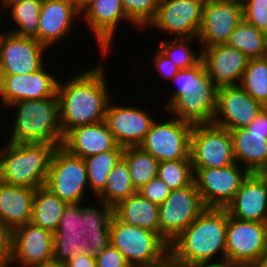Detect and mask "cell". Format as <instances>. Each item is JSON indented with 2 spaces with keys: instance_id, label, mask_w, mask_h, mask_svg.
Wrapping results in <instances>:
<instances>
[{
  "instance_id": "obj_1",
  "label": "cell",
  "mask_w": 267,
  "mask_h": 267,
  "mask_svg": "<svg viewBox=\"0 0 267 267\" xmlns=\"http://www.w3.org/2000/svg\"><path fill=\"white\" fill-rule=\"evenodd\" d=\"M103 69L99 64L73 75L66 83H58L60 125L64 135L75 127L104 120L111 98Z\"/></svg>"
},
{
  "instance_id": "obj_2",
  "label": "cell",
  "mask_w": 267,
  "mask_h": 267,
  "mask_svg": "<svg viewBox=\"0 0 267 267\" xmlns=\"http://www.w3.org/2000/svg\"><path fill=\"white\" fill-rule=\"evenodd\" d=\"M227 224L225 208H206L170 243V260L185 267L226 261Z\"/></svg>"
},
{
  "instance_id": "obj_3",
  "label": "cell",
  "mask_w": 267,
  "mask_h": 267,
  "mask_svg": "<svg viewBox=\"0 0 267 267\" xmlns=\"http://www.w3.org/2000/svg\"><path fill=\"white\" fill-rule=\"evenodd\" d=\"M172 80L177 88L164 103L166 112L192 124L212 123L218 88L207 76L202 61L179 70Z\"/></svg>"
},
{
  "instance_id": "obj_4",
  "label": "cell",
  "mask_w": 267,
  "mask_h": 267,
  "mask_svg": "<svg viewBox=\"0 0 267 267\" xmlns=\"http://www.w3.org/2000/svg\"><path fill=\"white\" fill-rule=\"evenodd\" d=\"M0 148V180L4 183L37 189L45 185L53 152L50 143H12Z\"/></svg>"
},
{
  "instance_id": "obj_5",
  "label": "cell",
  "mask_w": 267,
  "mask_h": 267,
  "mask_svg": "<svg viewBox=\"0 0 267 267\" xmlns=\"http://www.w3.org/2000/svg\"><path fill=\"white\" fill-rule=\"evenodd\" d=\"M17 107L11 136L12 143H50L61 146L64 134L60 125L58 97L14 102Z\"/></svg>"
},
{
  "instance_id": "obj_6",
  "label": "cell",
  "mask_w": 267,
  "mask_h": 267,
  "mask_svg": "<svg viewBox=\"0 0 267 267\" xmlns=\"http://www.w3.org/2000/svg\"><path fill=\"white\" fill-rule=\"evenodd\" d=\"M110 244L131 267H158L170 259L169 244L158 233L123 223L115 216L110 225Z\"/></svg>"
},
{
  "instance_id": "obj_7",
  "label": "cell",
  "mask_w": 267,
  "mask_h": 267,
  "mask_svg": "<svg viewBox=\"0 0 267 267\" xmlns=\"http://www.w3.org/2000/svg\"><path fill=\"white\" fill-rule=\"evenodd\" d=\"M193 169L235 164L230 131L213 123L193 124L190 138Z\"/></svg>"
},
{
  "instance_id": "obj_8",
  "label": "cell",
  "mask_w": 267,
  "mask_h": 267,
  "mask_svg": "<svg viewBox=\"0 0 267 267\" xmlns=\"http://www.w3.org/2000/svg\"><path fill=\"white\" fill-rule=\"evenodd\" d=\"M44 186L67 204L84 203V192L89 186L84 158L58 146L53 152Z\"/></svg>"
},
{
  "instance_id": "obj_9",
  "label": "cell",
  "mask_w": 267,
  "mask_h": 267,
  "mask_svg": "<svg viewBox=\"0 0 267 267\" xmlns=\"http://www.w3.org/2000/svg\"><path fill=\"white\" fill-rule=\"evenodd\" d=\"M170 116L168 121L155 120L139 147L159 162L190 160L193 124Z\"/></svg>"
},
{
  "instance_id": "obj_10",
  "label": "cell",
  "mask_w": 267,
  "mask_h": 267,
  "mask_svg": "<svg viewBox=\"0 0 267 267\" xmlns=\"http://www.w3.org/2000/svg\"><path fill=\"white\" fill-rule=\"evenodd\" d=\"M205 209L194 181L189 186L171 190L159 205L160 236L170 245Z\"/></svg>"
},
{
  "instance_id": "obj_11",
  "label": "cell",
  "mask_w": 267,
  "mask_h": 267,
  "mask_svg": "<svg viewBox=\"0 0 267 267\" xmlns=\"http://www.w3.org/2000/svg\"><path fill=\"white\" fill-rule=\"evenodd\" d=\"M267 253V223L229 216L226 232V261L249 267Z\"/></svg>"
},
{
  "instance_id": "obj_12",
  "label": "cell",
  "mask_w": 267,
  "mask_h": 267,
  "mask_svg": "<svg viewBox=\"0 0 267 267\" xmlns=\"http://www.w3.org/2000/svg\"><path fill=\"white\" fill-rule=\"evenodd\" d=\"M239 164L193 169L194 182L206 208H226L249 172Z\"/></svg>"
},
{
  "instance_id": "obj_13",
  "label": "cell",
  "mask_w": 267,
  "mask_h": 267,
  "mask_svg": "<svg viewBox=\"0 0 267 267\" xmlns=\"http://www.w3.org/2000/svg\"><path fill=\"white\" fill-rule=\"evenodd\" d=\"M243 20L241 0H205L202 21L198 32L200 49L225 44L231 33Z\"/></svg>"
},
{
  "instance_id": "obj_14",
  "label": "cell",
  "mask_w": 267,
  "mask_h": 267,
  "mask_svg": "<svg viewBox=\"0 0 267 267\" xmlns=\"http://www.w3.org/2000/svg\"><path fill=\"white\" fill-rule=\"evenodd\" d=\"M265 107L254 100L240 85L217 89L213 124L229 131L246 128Z\"/></svg>"
},
{
  "instance_id": "obj_15",
  "label": "cell",
  "mask_w": 267,
  "mask_h": 267,
  "mask_svg": "<svg viewBox=\"0 0 267 267\" xmlns=\"http://www.w3.org/2000/svg\"><path fill=\"white\" fill-rule=\"evenodd\" d=\"M205 0H160L155 19L148 25L174 38H197Z\"/></svg>"
},
{
  "instance_id": "obj_16",
  "label": "cell",
  "mask_w": 267,
  "mask_h": 267,
  "mask_svg": "<svg viewBox=\"0 0 267 267\" xmlns=\"http://www.w3.org/2000/svg\"><path fill=\"white\" fill-rule=\"evenodd\" d=\"M47 47L35 38L2 33L0 39V75H21L36 72L44 64Z\"/></svg>"
},
{
  "instance_id": "obj_17",
  "label": "cell",
  "mask_w": 267,
  "mask_h": 267,
  "mask_svg": "<svg viewBox=\"0 0 267 267\" xmlns=\"http://www.w3.org/2000/svg\"><path fill=\"white\" fill-rule=\"evenodd\" d=\"M38 267L53 263V233L28 222L12 231L10 265Z\"/></svg>"
},
{
  "instance_id": "obj_18",
  "label": "cell",
  "mask_w": 267,
  "mask_h": 267,
  "mask_svg": "<svg viewBox=\"0 0 267 267\" xmlns=\"http://www.w3.org/2000/svg\"><path fill=\"white\" fill-rule=\"evenodd\" d=\"M58 80L45 70V65L29 74L0 75V99L7 108L22 100L58 97Z\"/></svg>"
},
{
  "instance_id": "obj_19",
  "label": "cell",
  "mask_w": 267,
  "mask_h": 267,
  "mask_svg": "<svg viewBox=\"0 0 267 267\" xmlns=\"http://www.w3.org/2000/svg\"><path fill=\"white\" fill-rule=\"evenodd\" d=\"M134 106H117L109 102L104 122L118 146L138 147L156 119Z\"/></svg>"
},
{
  "instance_id": "obj_20",
  "label": "cell",
  "mask_w": 267,
  "mask_h": 267,
  "mask_svg": "<svg viewBox=\"0 0 267 267\" xmlns=\"http://www.w3.org/2000/svg\"><path fill=\"white\" fill-rule=\"evenodd\" d=\"M249 60L240 50L226 43L201 49L204 69L217 88L239 85Z\"/></svg>"
},
{
  "instance_id": "obj_21",
  "label": "cell",
  "mask_w": 267,
  "mask_h": 267,
  "mask_svg": "<svg viewBox=\"0 0 267 267\" xmlns=\"http://www.w3.org/2000/svg\"><path fill=\"white\" fill-rule=\"evenodd\" d=\"M225 209L237 219L267 223V174L249 173Z\"/></svg>"
},
{
  "instance_id": "obj_22",
  "label": "cell",
  "mask_w": 267,
  "mask_h": 267,
  "mask_svg": "<svg viewBox=\"0 0 267 267\" xmlns=\"http://www.w3.org/2000/svg\"><path fill=\"white\" fill-rule=\"evenodd\" d=\"M86 24L95 35L100 52L105 58L121 20L133 24L124 12L121 0H92L82 11Z\"/></svg>"
},
{
  "instance_id": "obj_23",
  "label": "cell",
  "mask_w": 267,
  "mask_h": 267,
  "mask_svg": "<svg viewBox=\"0 0 267 267\" xmlns=\"http://www.w3.org/2000/svg\"><path fill=\"white\" fill-rule=\"evenodd\" d=\"M79 14L82 15L73 0H42L38 42L49 49L68 35Z\"/></svg>"
},
{
  "instance_id": "obj_24",
  "label": "cell",
  "mask_w": 267,
  "mask_h": 267,
  "mask_svg": "<svg viewBox=\"0 0 267 267\" xmlns=\"http://www.w3.org/2000/svg\"><path fill=\"white\" fill-rule=\"evenodd\" d=\"M61 147L68 153L80 158H86L108 150L125 149L117 145L104 120L69 130L64 135Z\"/></svg>"
},
{
  "instance_id": "obj_25",
  "label": "cell",
  "mask_w": 267,
  "mask_h": 267,
  "mask_svg": "<svg viewBox=\"0 0 267 267\" xmlns=\"http://www.w3.org/2000/svg\"><path fill=\"white\" fill-rule=\"evenodd\" d=\"M235 162L249 173L267 172V133L247 128L230 131Z\"/></svg>"
},
{
  "instance_id": "obj_26",
  "label": "cell",
  "mask_w": 267,
  "mask_h": 267,
  "mask_svg": "<svg viewBox=\"0 0 267 267\" xmlns=\"http://www.w3.org/2000/svg\"><path fill=\"white\" fill-rule=\"evenodd\" d=\"M34 193L35 189L0 180V219L11 231L31 221Z\"/></svg>"
},
{
  "instance_id": "obj_27",
  "label": "cell",
  "mask_w": 267,
  "mask_h": 267,
  "mask_svg": "<svg viewBox=\"0 0 267 267\" xmlns=\"http://www.w3.org/2000/svg\"><path fill=\"white\" fill-rule=\"evenodd\" d=\"M114 216L121 222L145 228L160 235L159 206L139 192L114 206Z\"/></svg>"
},
{
  "instance_id": "obj_28",
  "label": "cell",
  "mask_w": 267,
  "mask_h": 267,
  "mask_svg": "<svg viewBox=\"0 0 267 267\" xmlns=\"http://www.w3.org/2000/svg\"><path fill=\"white\" fill-rule=\"evenodd\" d=\"M67 205L45 186L39 187L35 190L33 196L30 222L55 233Z\"/></svg>"
},
{
  "instance_id": "obj_29",
  "label": "cell",
  "mask_w": 267,
  "mask_h": 267,
  "mask_svg": "<svg viewBox=\"0 0 267 267\" xmlns=\"http://www.w3.org/2000/svg\"><path fill=\"white\" fill-rule=\"evenodd\" d=\"M226 44L240 50L249 59L267 56V33L244 20L234 29Z\"/></svg>"
},
{
  "instance_id": "obj_30",
  "label": "cell",
  "mask_w": 267,
  "mask_h": 267,
  "mask_svg": "<svg viewBox=\"0 0 267 267\" xmlns=\"http://www.w3.org/2000/svg\"><path fill=\"white\" fill-rule=\"evenodd\" d=\"M124 150H108L84 158L88 175V184L95 197L105 189L108 175L123 157Z\"/></svg>"
},
{
  "instance_id": "obj_31",
  "label": "cell",
  "mask_w": 267,
  "mask_h": 267,
  "mask_svg": "<svg viewBox=\"0 0 267 267\" xmlns=\"http://www.w3.org/2000/svg\"><path fill=\"white\" fill-rule=\"evenodd\" d=\"M137 192L132 184L127 162L122 157L108 175L106 187L97 199L114 207Z\"/></svg>"
},
{
  "instance_id": "obj_32",
  "label": "cell",
  "mask_w": 267,
  "mask_h": 267,
  "mask_svg": "<svg viewBox=\"0 0 267 267\" xmlns=\"http://www.w3.org/2000/svg\"><path fill=\"white\" fill-rule=\"evenodd\" d=\"M123 158L127 162L132 184L137 191L157 177L159 161L139 146L126 147Z\"/></svg>"
},
{
  "instance_id": "obj_33",
  "label": "cell",
  "mask_w": 267,
  "mask_h": 267,
  "mask_svg": "<svg viewBox=\"0 0 267 267\" xmlns=\"http://www.w3.org/2000/svg\"><path fill=\"white\" fill-rule=\"evenodd\" d=\"M42 0H24L11 4V18L18 28L8 32L14 35L35 38L38 41L39 13Z\"/></svg>"
},
{
  "instance_id": "obj_34",
  "label": "cell",
  "mask_w": 267,
  "mask_h": 267,
  "mask_svg": "<svg viewBox=\"0 0 267 267\" xmlns=\"http://www.w3.org/2000/svg\"><path fill=\"white\" fill-rule=\"evenodd\" d=\"M239 85L254 100L267 107V56L249 60Z\"/></svg>"
},
{
  "instance_id": "obj_35",
  "label": "cell",
  "mask_w": 267,
  "mask_h": 267,
  "mask_svg": "<svg viewBox=\"0 0 267 267\" xmlns=\"http://www.w3.org/2000/svg\"><path fill=\"white\" fill-rule=\"evenodd\" d=\"M88 244L79 232L53 233V263L64 264L74 255L87 253Z\"/></svg>"
},
{
  "instance_id": "obj_36",
  "label": "cell",
  "mask_w": 267,
  "mask_h": 267,
  "mask_svg": "<svg viewBox=\"0 0 267 267\" xmlns=\"http://www.w3.org/2000/svg\"><path fill=\"white\" fill-rule=\"evenodd\" d=\"M194 39L198 40L195 37L175 38L169 39V41L163 40L159 44L158 49L171 59L180 70L191 68L201 61V50L198 54L189 48L191 41Z\"/></svg>"
},
{
  "instance_id": "obj_37",
  "label": "cell",
  "mask_w": 267,
  "mask_h": 267,
  "mask_svg": "<svg viewBox=\"0 0 267 267\" xmlns=\"http://www.w3.org/2000/svg\"><path fill=\"white\" fill-rule=\"evenodd\" d=\"M157 177L171 190L189 186L194 181L191 160L161 161L158 165Z\"/></svg>"
},
{
  "instance_id": "obj_38",
  "label": "cell",
  "mask_w": 267,
  "mask_h": 267,
  "mask_svg": "<svg viewBox=\"0 0 267 267\" xmlns=\"http://www.w3.org/2000/svg\"><path fill=\"white\" fill-rule=\"evenodd\" d=\"M101 207L83 206V229L85 235L110 234V225L114 217V207L105 202H100Z\"/></svg>"
},
{
  "instance_id": "obj_39",
  "label": "cell",
  "mask_w": 267,
  "mask_h": 267,
  "mask_svg": "<svg viewBox=\"0 0 267 267\" xmlns=\"http://www.w3.org/2000/svg\"><path fill=\"white\" fill-rule=\"evenodd\" d=\"M126 17L139 28L155 19L160 0H121Z\"/></svg>"
},
{
  "instance_id": "obj_40",
  "label": "cell",
  "mask_w": 267,
  "mask_h": 267,
  "mask_svg": "<svg viewBox=\"0 0 267 267\" xmlns=\"http://www.w3.org/2000/svg\"><path fill=\"white\" fill-rule=\"evenodd\" d=\"M243 20L267 33V0H242Z\"/></svg>"
},
{
  "instance_id": "obj_41",
  "label": "cell",
  "mask_w": 267,
  "mask_h": 267,
  "mask_svg": "<svg viewBox=\"0 0 267 267\" xmlns=\"http://www.w3.org/2000/svg\"><path fill=\"white\" fill-rule=\"evenodd\" d=\"M83 204H68L59 220L56 232H79L83 229Z\"/></svg>"
},
{
  "instance_id": "obj_42",
  "label": "cell",
  "mask_w": 267,
  "mask_h": 267,
  "mask_svg": "<svg viewBox=\"0 0 267 267\" xmlns=\"http://www.w3.org/2000/svg\"><path fill=\"white\" fill-rule=\"evenodd\" d=\"M138 192L146 199L156 205H161L170 195L171 189L167 184L158 177L150 180L146 185L138 190Z\"/></svg>"
},
{
  "instance_id": "obj_43",
  "label": "cell",
  "mask_w": 267,
  "mask_h": 267,
  "mask_svg": "<svg viewBox=\"0 0 267 267\" xmlns=\"http://www.w3.org/2000/svg\"><path fill=\"white\" fill-rule=\"evenodd\" d=\"M96 267H131L122 253L111 244L96 256Z\"/></svg>"
},
{
  "instance_id": "obj_44",
  "label": "cell",
  "mask_w": 267,
  "mask_h": 267,
  "mask_svg": "<svg viewBox=\"0 0 267 267\" xmlns=\"http://www.w3.org/2000/svg\"><path fill=\"white\" fill-rule=\"evenodd\" d=\"M153 62L157 71L169 80L172 79L178 72L179 68L174 64L171 59L165 56L158 48L153 53Z\"/></svg>"
},
{
  "instance_id": "obj_45",
  "label": "cell",
  "mask_w": 267,
  "mask_h": 267,
  "mask_svg": "<svg viewBox=\"0 0 267 267\" xmlns=\"http://www.w3.org/2000/svg\"><path fill=\"white\" fill-rule=\"evenodd\" d=\"M84 237L88 244L87 253L94 257L110 245V234L85 235Z\"/></svg>"
},
{
  "instance_id": "obj_46",
  "label": "cell",
  "mask_w": 267,
  "mask_h": 267,
  "mask_svg": "<svg viewBox=\"0 0 267 267\" xmlns=\"http://www.w3.org/2000/svg\"><path fill=\"white\" fill-rule=\"evenodd\" d=\"M12 231L0 219V256L11 257Z\"/></svg>"
},
{
  "instance_id": "obj_47",
  "label": "cell",
  "mask_w": 267,
  "mask_h": 267,
  "mask_svg": "<svg viewBox=\"0 0 267 267\" xmlns=\"http://www.w3.org/2000/svg\"><path fill=\"white\" fill-rule=\"evenodd\" d=\"M64 265L65 267H96V258L88 253H83L81 255H74Z\"/></svg>"
},
{
  "instance_id": "obj_48",
  "label": "cell",
  "mask_w": 267,
  "mask_h": 267,
  "mask_svg": "<svg viewBox=\"0 0 267 267\" xmlns=\"http://www.w3.org/2000/svg\"><path fill=\"white\" fill-rule=\"evenodd\" d=\"M246 128L249 132L267 133V107H265L254 122Z\"/></svg>"
},
{
  "instance_id": "obj_49",
  "label": "cell",
  "mask_w": 267,
  "mask_h": 267,
  "mask_svg": "<svg viewBox=\"0 0 267 267\" xmlns=\"http://www.w3.org/2000/svg\"><path fill=\"white\" fill-rule=\"evenodd\" d=\"M198 267H241V266L232 262L224 261L218 263H206Z\"/></svg>"
},
{
  "instance_id": "obj_50",
  "label": "cell",
  "mask_w": 267,
  "mask_h": 267,
  "mask_svg": "<svg viewBox=\"0 0 267 267\" xmlns=\"http://www.w3.org/2000/svg\"><path fill=\"white\" fill-rule=\"evenodd\" d=\"M249 267H267V253L260 256Z\"/></svg>"
},
{
  "instance_id": "obj_51",
  "label": "cell",
  "mask_w": 267,
  "mask_h": 267,
  "mask_svg": "<svg viewBox=\"0 0 267 267\" xmlns=\"http://www.w3.org/2000/svg\"><path fill=\"white\" fill-rule=\"evenodd\" d=\"M77 8L82 11L92 0H73Z\"/></svg>"
},
{
  "instance_id": "obj_52",
  "label": "cell",
  "mask_w": 267,
  "mask_h": 267,
  "mask_svg": "<svg viewBox=\"0 0 267 267\" xmlns=\"http://www.w3.org/2000/svg\"><path fill=\"white\" fill-rule=\"evenodd\" d=\"M0 5L2 6V10L4 9H8V7L11 5V4H14L16 2H20V1H24V0H0Z\"/></svg>"
},
{
  "instance_id": "obj_53",
  "label": "cell",
  "mask_w": 267,
  "mask_h": 267,
  "mask_svg": "<svg viewBox=\"0 0 267 267\" xmlns=\"http://www.w3.org/2000/svg\"><path fill=\"white\" fill-rule=\"evenodd\" d=\"M10 257L0 256V267H10Z\"/></svg>"
},
{
  "instance_id": "obj_54",
  "label": "cell",
  "mask_w": 267,
  "mask_h": 267,
  "mask_svg": "<svg viewBox=\"0 0 267 267\" xmlns=\"http://www.w3.org/2000/svg\"><path fill=\"white\" fill-rule=\"evenodd\" d=\"M158 267H185V266H181V265H177L175 263H173L170 259L164 263L163 265H160Z\"/></svg>"
},
{
  "instance_id": "obj_55",
  "label": "cell",
  "mask_w": 267,
  "mask_h": 267,
  "mask_svg": "<svg viewBox=\"0 0 267 267\" xmlns=\"http://www.w3.org/2000/svg\"><path fill=\"white\" fill-rule=\"evenodd\" d=\"M38 267H65V265L64 264H58V263H51V264L42 265V266H38Z\"/></svg>"
}]
</instances>
